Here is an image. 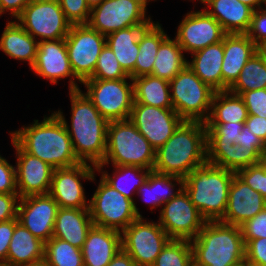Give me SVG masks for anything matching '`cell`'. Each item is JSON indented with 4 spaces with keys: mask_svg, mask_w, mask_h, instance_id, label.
<instances>
[{
    "mask_svg": "<svg viewBox=\"0 0 266 266\" xmlns=\"http://www.w3.org/2000/svg\"><path fill=\"white\" fill-rule=\"evenodd\" d=\"M71 122L63 110L53 111L63 122L71 138L74 153L80 162L98 166L102 163L107 144L109 121L104 118L81 89L68 92Z\"/></svg>",
    "mask_w": 266,
    "mask_h": 266,
    "instance_id": "cell-1",
    "label": "cell"
},
{
    "mask_svg": "<svg viewBox=\"0 0 266 266\" xmlns=\"http://www.w3.org/2000/svg\"><path fill=\"white\" fill-rule=\"evenodd\" d=\"M33 121L18 130L9 131L10 137L27 153L43 160L54 169L80 163L74 153L67 129L53 111L49 116L44 115L42 121Z\"/></svg>",
    "mask_w": 266,
    "mask_h": 266,
    "instance_id": "cell-2",
    "label": "cell"
},
{
    "mask_svg": "<svg viewBox=\"0 0 266 266\" xmlns=\"http://www.w3.org/2000/svg\"><path fill=\"white\" fill-rule=\"evenodd\" d=\"M206 125L183 121L173 135L155 151L153 171L184 179L207 162Z\"/></svg>",
    "mask_w": 266,
    "mask_h": 266,
    "instance_id": "cell-3",
    "label": "cell"
},
{
    "mask_svg": "<svg viewBox=\"0 0 266 266\" xmlns=\"http://www.w3.org/2000/svg\"><path fill=\"white\" fill-rule=\"evenodd\" d=\"M190 244L193 266H240L245 260L240 226L207 221Z\"/></svg>",
    "mask_w": 266,
    "mask_h": 266,
    "instance_id": "cell-4",
    "label": "cell"
},
{
    "mask_svg": "<svg viewBox=\"0 0 266 266\" xmlns=\"http://www.w3.org/2000/svg\"><path fill=\"white\" fill-rule=\"evenodd\" d=\"M235 174L206 162L184 178L183 188L206 221H220L224 217L229 187Z\"/></svg>",
    "mask_w": 266,
    "mask_h": 266,
    "instance_id": "cell-5",
    "label": "cell"
},
{
    "mask_svg": "<svg viewBox=\"0 0 266 266\" xmlns=\"http://www.w3.org/2000/svg\"><path fill=\"white\" fill-rule=\"evenodd\" d=\"M155 149L128 120L109 121L105 157L96 168L137 166L153 170Z\"/></svg>",
    "mask_w": 266,
    "mask_h": 266,
    "instance_id": "cell-6",
    "label": "cell"
},
{
    "mask_svg": "<svg viewBox=\"0 0 266 266\" xmlns=\"http://www.w3.org/2000/svg\"><path fill=\"white\" fill-rule=\"evenodd\" d=\"M173 109L184 121L205 123L209 118L215 90L186 65L169 81Z\"/></svg>",
    "mask_w": 266,
    "mask_h": 266,
    "instance_id": "cell-7",
    "label": "cell"
},
{
    "mask_svg": "<svg viewBox=\"0 0 266 266\" xmlns=\"http://www.w3.org/2000/svg\"><path fill=\"white\" fill-rule=\"evenodd\" d=\"M82 84L86 96L108 121L129 119L134 102L132 79H86Z\"/></svg>",
    "mask_w": 266,
    "mask_h": 266,
    "instance_id": "cell-8",
    "label": "cell"
},
{
    "mask_svg": "<svg viewBox=\"0 0 266 266\" xmlns=\"http://www.w3.org/2000/svg\"><path fill=\"white\" fill-rule=\"evenodd\" d=\"M89 211L95 226L119 232L139 217L134 210V202L112 188L101 177L89 200Z\"/></svg>",
    "mask_w": 266,
    "mask_h": 266,
    "instance_id": "cell-9",
    "label": "cell"
},
{
    "mask_svg": "<svg viewBox=\"0 0 266 266\" xmlns=\"http://www.w3.org/2000/svg\"><path fill=\"white\" fill-rule=\"evenodd\" d=\"M171 240L158 221L138 217L121 232L122 249L137 266H152Z\"/></svg>",
    "mask_w": 266,
    "mask_h": 266,
    "instance_id": "cell-10",
    "label": "cell"
},
{
    "mask_svg": "<svg viewBox=\"0 0 266 266\" xmlns=\"http://www.w3.org/2000/svg\"><path fill=\"white\" fill-rule=\"evenodd\" d=\"M16 21L38 42L65 39L72 25L59 0H34Z\"/></svg>",
    "mask_w": 266,
    "mask_h": 266,
    "instance_id": "cell-11",
    "label": "cell"
},
{
    "mask_svg": "<svg viewBox=\"0 0 266 266\" xmlns=\"http://www.w3.org/2000/svg\"><path fill=\"white\" fill-rule=\"evenodd\" d=\"M65 43L74 75L81 82L89 79L106 45V36L88 24H74L70 27Z\"/></svg>",
    "mask_w": 266,
    "mask_h": 266,
    "instance_id": "cell-12",
    "label": "cell"
},
{
    "mask_svg": "<svg viewBox=\"0 0 266 266\" xmlns=\"http://www.w3.org/2000/svg\"><path fill=\"white\" fill-rule=\"evenodd\" d=\"M159 210L158 223L171 239L192 240L207 222L184 188Z\"/></svg>",
    "mask_w": 266,
    "mask_h": 266,
    "instance_id": "cell-13",
    "label": "cell"
},
{
    "mask_svg": "<svg viewBox=\"0 0 266 266\" xmlns=\"http://www.w3.org/2000/svg\"><path fill=\"white\" fill-rule=\"evenodd\" d=\"M150 0H103L91 8L88 25L100 34L126 29L147 17Z\"/></svg>",
    "mask_w": 266,
    "mask_h": 266,
    "instance_id": "cell-14",
    "label": "cell"
},
{
    "mask_svg": "<svg viewBox=\"0 0 266 266\" xmlns=\"http://www.w3.org/2000/svg\"><path fill=\"white\" fill-rule=\"evenodd\" d=\"M96 166L80 162L53 172L49 194L62 208H89L82 181L96 183ZM82 180V181H81Z\"/></svg>",
    "mask_w": 266,
    "mask_h": 266,
    "instance_id": "cell-15",
    "label": "cell"
},
{
    "mask_svg": "<svg viewBox=\"0 0 266 266\" xmlns=\"http://www.w3.org/2000/svg\"><path fill=\"white\" fill-rule=\"evenodd\" d=\"M129 120L157 150L184 121L173 108L133 104Z\"/></svg>",
    "mask_w": 266,
    "mask_h": 266,
    "instance_id": "cell-16",
    "label": "cell"
},
{
    "mask_svg": "<svg viewBox=\"0 0 266 266\" xmlns=\"http://www.w3.org/2000/svg\"><path fill=\"white\" fill-rule=\"evenodd\" d=\"M183 17L174 38L186 54L218 43L226 35L220 23L203 9L191 10Z\"/></svg>",
    "mask_w": 266,
    "mask_h": 266,
    "instance_id": "cell-17",
    "label": "cell"
},
{
    "mask_svg": "<svg viewBox=\"0 0 266 266\" xmlns=\"http://www.w3.org/2000/svg\"><path fill=\"white\" fill-rule=\"evenodd\" d=\"M31 70L35 75L57 84L58 80L69 78V90H78L82 82L74 75L67 54L65 39L39 41L38 51ZM79 82V84L77 83Z\"/></svg>",
    "mask_w": 266,
    "mask_h": 266,
    "instance_id": "cell-18",
    "label": "cell"
},
{
    "mask_svg": "<svg viewBox=\"0 0 266 266\" xmlns=\"http://www.w3.org/2000/svg\"><path fill=\"white\" fill-rule=\"evenodd\" d=\"M58 203L50 194L29 195L19 198L18 221L36 238L46 243L52 238Z\"/></svg>",
    "mask_w": 266,
    "mask_h": 266,
    "instance_id": "cell-19",
    "label": "cell"
},
{
    "mask_svg": "<svg viewBox=\"0 0 266 266\" xmlns=\"http://www.w3.org/2000/svg\"><path fill=\"white\" fill-rule=\"evenodd\" d=\"M15 148L16 186L19 198L49 194L54 168L43 160L27 153L12 137Z\"/></svg>",
    "mask_w": 266,
    "mask_h": 266,
    "instance_id": "cell-20",
    "label": "cell"
},
{
    "mask_svg": "<svg viewBox=\"0 0 266 266\" xmlns=\"http://www.w3.org/2000/svg\"><path fill=\"white\" fill-rule=\"evenodd\" d=\"M265 207L266 199L235 174L229 187L226 212L220 221L241 226Z\"/></svg>",
    "mask_w": 266,
    "mask_h": 266,
    "instance_id": "cell-21",
    "label": "cell"
},
{
    "mask_svg": "<svg viewBox=\"0 0 266 266\" xmlns=\"http://www.w3.org/2000/svg\"><path fill=\"white\" fill-rule=\"evenodd\" d=\"M158 23L148 15L144 20L120 29L106 36V45L110 47L123 70L129 75L135 67L139 53V43Z\"/></svg>",
    "mask_w": 266,
    "mask_h": 266,
    "instance_id": "cell-22",
    "label": "cell"
},
{
    "mask_svg": "<svg viewBox=\"0 0 266 266\" xmlns=\"http://www.w3.org/2000/svg\"><path fill=\"white\" fill-rule=\"evenodd\" d=\"M222 91L237 80L247 61L257 52V46L246 34H226L223 37Z\"/></svg>",
    "mask_w": 266,
    "mask_h": 266,
    "instance_id": "cell-23",
    "label": "cell"
},
{
    "mask_svg": "<svg viewBox=\"0 0 266 266\" xmlns=\"http://www.w3.org/2000/svg\"><path fill=\"white\" fill-rule=\"evenodd\" d=\"M120 249L121 232L93 225L81 248L84 266H107Z\"/></svg>",
    "mask_w": 266,
    "mask_h": 266,
    "instance_id": "cell-24",
    "label": "cell"
},
{
    "mask_svg": "<svg viewBox=\"0 0 266 266\" xmlns=\"http://www.w3.org/2000/svg\"><path fill=\"white\" fill-rule=\"evenodd\" d=\"M203 10L221 25L226 34H246L253 9L238 0H198Z\"/></svg>",
    "mask_w": 266,
    "mask_h": 266,
    "instance_id": "cell-25",
    "label": "cell"
},
{
    "mask_svg": "<svg viewBox=\"0 0 266 266\" xmlns=\"http://www.w3.org/2000/svg\"><path fill=\"white\" fill-rule=\"evenodd\" d=\"M93 225L89 208L59 207L52 237L81 249Z\"/></svg>",
    "mask_w": 266,
    "mask_h": 266,
    "instance_id": "cell-26",
    "label": "cell"
},
{
    "mask_svg": "<svg viewBox=\"0 0 266 266\" xmlns=\"http://www.w3.org/2000/svg\"><path fill=\"white\" fill-rule=\"evenodd\" d=\"M189 68L215 91H222L223 40L190 54Z\"/></svg>",
    "mask_w": 266,
    "mask_h": 266,
    "instance_id": "cell-27",
    "label": "cell"
},
{
    "mask_svg": "<svg viewBox=\"0 0 266 266\" xmlns=\"http://www.w3.org/2000/svg\"><path fill=\"white\" fill-rule=\"evenodd\" d=\"M0 50L10 59L28 62L31 69L38 51V41L16 20H8L0 38Z\"/></svg>",
    "mask_w": 266,
    "mask_h": 266,
    "instance_id": "cell-28",
    "label": "cell"
},
{
    "mask_svg": "<svg viewBox=\"0 0 266 266\" xmlns=\"http://www.w3.org/2000/svg\"><path fill=\"white\" fill-rule=\"evenodd\" d=\"M44 249L45 243L18 222L9 245L6 266H26L43 261Z\"/></svg>",
    "mask_w": 266,
    "mask_h": 266,
    "instance_id": "cell-29",
    "label": "cell"
},
{
    "mask_svg": "<svg viewBox=\"0 0 266 266\" xmlns=\"http://www.w3.org/2000/svg\"><path fill=\"white\" fill-rule=\"evenodd\" d=\"M184 179L174 175L151 171L147 180L138 188L136 195L149 205L152 211L175 197L183 188ZM179 185V186H178ZM178 186V188H177ZM176 187V188H175Z\"/></svg>",
    "mask_w": 266,
    "mask_h": 266,
    "instance_id": "cell-30",
    "label": "cell"
},
{
    "mask_svg": "<svg viewBox=\"0 0 266 266\" xmlns=\"http://www.w3.org/2000/svg\"><path fill=\"white\" fill-rule=\"evenodd\" d=\"M114 171L113 174L108 173L106 168H96V172L100 177L108 183L112 188L116 189L126 198L134 202V210L139 217L142 214L139 208L136 206V193L138 188L147 180L150 172L152 170L137 167V166H114L112 165Z\"/></svg>",
    "mask_w": 266,
    "mask_h": 266,
    "instance_id": "cell-31",
    "label": "cell"
},
{
    "mask_svg": "<svg viewBox=\"0 0 266 266\" xmlns=\"http://www.w3.org/2000/svg\"><path fill=\"white\" fill-rule=\"evenodd\" d=\"M133 104H144L158 108H173L170 84L166 79L153 75L133 78Z\"/></svg>",
    "mask_w": 266,
    "mask_h": 266,
    "instance_id": "cell-32",
    "label": "cell"
},
{
    "mask_svg": "<svg viewBox=\"0 0 266 266\" xmlns=\"http://www.w3.org/2000/svg\"><path fill=\"white\" fill-rule=\"evenodd\" d=\"M248 111L243 99L227 91H215L209 118L205 124H221L228 122L245 123Z\"/></svg>",
    "mask_w": 266,
    "mask_h": 266,
    "instance_id": "cell-33",
    "label": "cell"
},
{
    "mask_svg": "<svg viewBox=\"0 0 266 266\" xmlns=\"http://www.w3.org/2000/svg\"><path fill=\"white\" fill-rule=\"evenodd\" d=\"M187 60L177 40L168 36L159 46L151 75L170 81L187 65Z\"/></svg>",
    "mask_w": 266,
    "mask_h": 266,
    "instance_id": "cell-34",
    "label": "cell"
},
{
    "mask_svg": "<svg viewBox=\"0 0 266 266\" xmlns=\"http://www.w3.org/2000/svg\"><path fill=\"white\" fill-rule=\"evenodd\" d=\"M262 153L258 149H244L233 144L229 149H207V162L234 172L258 164Z\"/></svg>",
    "mask_w": 266,
    "mask_h": 266,
    "instance_id": "cell-35",
    "label": "cell"
},
{
    "mask_svg": "<svg viewBox=\"0 0 266 266\" xmlns=\"http://www.w3.org/2000/svg\"><path fill=\"white\" fill-rule=\"evenodd\" d=\"M162 27V24L158 22L139 43L135 67L129 74L131 79L152 74L159 46L169 36Z\"/></svg>",
    "mask_w": 266,
    "mask_h": 266,
    "instance_id": "cell-36",
    "label": "cell"
},
{
    "mask_svg": "<svg viewBox=\"0 0 266 266\" xmlns=\"http://www.w3.org/2000/svg\"><path fill=\"white\" fill-rule=\"evenodd\" d=\"M266 88V62L256 52L245 64L229 92L241 95L243 92Z\"/></svg>",
    "mask_w": 266,
    "mask_h": 266,
    "instance_id": "cell-37",
    "label": "cell"
},
{
    "mask_svg": "<svg viewBox=\"0 0 266 266\" xmlns=\"http://www.w3.org/2000/svg\"><path fill=\"white\" fill-rule=\"evenodd\" d=\"M44 260L49 266H84L81 249L55 237L45 243Z\"/></svg>",
    "mask_w": 266,
    "mask_h": 266,
    "instance_id": "cell-38",
    "label": "cell"
},
{
    "mask_svg": "<svg viewBox=\"0 0 266 266\" xmlns=\"http://www.w3.org/2000/svg\"><path fill=\"white\" fill-rule=\"evenodd\" d=\"M152 266H193L190 240L171 239Z\"/></svg>",
    "mask_w": 266,
    "mask_h": 266,
    "instance_id": "cell-39",
    "label": "cell"
},
{
    "mask_svg": "<svg viewBox=\"0 0 266 266\" xmlns=\"http://www.w3.org/2000/svg\"><path fill=\"white\" fill-rule=\"evenodd\" d=\"M205 125L207 149H229L244 127V123L238 122Z\"/></svg>",
    "mask_w": 266,
    "mask_h": 266,
    "instance_id": "cell-40",
    "label": "cell"
},
{
    "mask_svg": "<svg viewBox=\"0 0 266 266\" xmlns=\"http://www.w3.org/2000/svg\"><path fill=\"white\" fill-rule=\"evenodd\" d=\"M89 79L118 80L131 78L123 70L110 47L105 45L98 57L93 75Z\"/></svg>",
    "mask_w": 266,
    "mask_h": 266,
    "instance_id": "cell-41",
    "label": "cell"
},
{
    "mask_svg": "<svg viewBox=\"0 0 266 266\" xmlns=\"http://www.w3.org/2000/svg\"><path fill=\"white\" fill-rule=\"evenodd\" d=\"M66 19L72 24H87L91 8L86 0H59Z\"/></svg>",
    "mask_w": 266,
    "mask_h": 266,
    "instance_id": "cell-42",
    "label": "cell"
},
{
    "mask_svg": "<svg viewBox=\"0 0 266 266\" xmlns=\"http://www.w3.org/2000/svg\"><path fill=\"white\" fill-rule=\"evenodd\" d=\"M236 175L266 199V172L260 163L239 169Z\"/></svg>",
    "mask_w": 266,
    "mask_h": 266,
    "instance_id": "cell-43",
    "label": "cell"
},
{
    "mask_svg": "<svg viewBox=\"0 0 266 266\" xmlns=\"http://www.w3.org/2000/svg\"><path fill=\"white\" fill-rule=\"evenodd\" d=\"M244 244L257 238H266V207L256 216L245 221L241 226Z\"/></svg>",
    "mask_w": 266,
    "mask_h": 266,
    "instance_id": "cell-44",
    "label": "cell"
},
{
    "mask_svg": "<svg viewBox=\"0 0 266 266\" xmlns=\"http://www.w3.org/2000/svg\"><path fill=\"white\" fill-rule=\"evenodd\" d=\"M240 97L246 105L248 115L266 118V88L243 92Z\"/></svg>",
    "mask_w": 266,
    "mask_h": 266,
    "instance_id": "cell-45",
    "label": "cell"
},
{
    "mask_svg": "<svg viewBox=\"0 0 266 266\" xmlns=\"http://www.w3.org/2000/svg\"><path fill=\"white\" fill-rule=\"evenodd\" d=\"M246 35L256 46L266 41V6L253 11L251 24Z\"/></svg>",
    "mask_w": 266,
    "mask_h": 266,
    "instance_id": "cell-46",
    "label": "cell"
},
{
    "mask_svg": "<svg viewBox=\"0 0 266 266\" xmlns=\"http://www.w3.org/2000/svg\"><path fill=\"white\" fill-rule=\"evenodd\" d=\"M0 193L18 194L16 186V168L0 155Z\"/></svg>",
    "mask_w": 266,
    "mask_h": 266,
    "instance_id": "cell-47",
    "label": "cell"
},
{
    "mask_svg": "<svg viewBox=\"0 0 266 266\" xmlns=\"http://www.w3.org/2000/svg\"><path fill=\"white\" fill-rule=\"evenodd\" d=\"M245 259L251 263L266 266V238L250 240L245 245Z\"/></svg>",
    "mask_w": 266,
    "mask_h": 266,
    "instance_id": "cell-48",
    "label": "cell"
},
{
    "mask_svg": "<svg viewBox=\"0 0 266 266\" xmlns=\"http://www.w3.org/2000/svg\"><path fill=\"white\" fill-rule=\"evenodd\" d=\"M18 218L0 222V266H6L7 253Z\"/></svg>",
    "mask_w": 266,
    "mask_h": 266,
    "instance_id": "cell-49",
    "label": "cell"
},
{
    "mask_svg": "<svg viewBox=\"0 0 266 266\" xmlns=\"http://www.w3.org/2000/svg\"><path fill=\"white\" fill-rule=\"evenodd\" d=\"M18 194L0 193V222H6L17 217Z\"/></svg>",
    "mask_w": 266,
    "mask_h": 266,
    "instance_id": "cell-50",
    "label": "cell"
},
{
    "mask_svg": "<svg viewBox=\"0 0 266 266\" xmlns=\"http://www.w3.org/2000/svg\"><path fill=\"white\" fill-rule=\"evenodd\" d=\"M235 144L243 146L244 149H258L262 154L266 152V145L254 133L244 126Z\"/></svg>",
    "mask_w": 266,
    "mask_h": 266,
    "instance_id": "cell-51",
    "label": "cell"
},
{
    "mask_svg": "<svg viewBox=\"0 0 266 266\" xmlns=\"http://www.w3.org/2000/svg\"><path fill=\"white\" fill-rule=\"evenodd\" d=\"M32 1L34 0H0V17L8 13L11 19L16 20Z\"/></svg>",
    "mask_w": 266,
    "mask_h": 266,
    "instance_id": "cell-52",
    "label": "cell"
},
{
    "mask_svg": "<svg viewBox=\"0 0 266 266\" xmlns=\"http://www.w3.org/2000/svg\"><path fill=\"white\" fill-rule=\"evenodd\" d=\"M244 126L259 137L266 145V118L257 115H248Z\"/></svg>",
    "mask_w": 266,
    "mask_h": 266,
    "instance_id": "cell-53",
    "label": "cell"
},
{
    "mask_svg": "<svg viewBox=\"0 0 266 266\" xmlns=\"http://www.w3.org/2000/svg\"><path fill=\"white\" fill-rule=\"evenodd\" d=\"M107 266H137L134 260L123 250L120 249Z\"/></svg>",
    "mask_w": 266,
    "mask_h": 266,
    "instance_id": "cell-54",
    "label": "cell"
},
{
    "mask_svg": "<svg viewBox=\"0 0 266 266\" xmlns=\"http://www.w3.org/2000/svg\"><path fill=\"white\" fill-rule=\"evenodd\" d=\"M241 3L251 7L253 10H257L266 6V0H238Z\"/></svg>",
    "mask_w": 266,
    "mask_h": 266,
    "instance_id": "cell-55",
    "label": "cell"
},
{
    "mask_svg": "<svg viewBox=\"0 0 266 266\" xmlns=\"http://www.w3.org/2000/svg\"><path fill=\"white\" fill-rule=\"evenodd\" d=\"M257 52L263 57L266 62V41L257 46Z\"/></svg>",
    "mask_w": 266,
    "mask_h": 266,
    "instance_id": "cell-56",
    "label": "cell"
},
{
    "mask_svg": "<svg viewBox=\"0 0 266 266\" xmlns=\"http://www.w3.org/2000/svg\"><path fill=\"white\" fill-rule=\"evenodd\" d=\"M90 8L99 5L103 0H86Z\"/></svg>",
    "mask_w": 266,
    "mask_h": 266,
    "instance_id": "cell-57",
    "label": "cell"
},
{
    "mask_svg": "<svg viewBox=\"0 0 266 266\" xmlns=\"http://www.w3.org/2000/svg\"><path fill=\"white\" fill-rule=\"evenodd\" d=\"M259 163L261 164V166L264 168L265 172H266V152H264L259 160Z\"/></svg>",
    "mask_w": 266,
    "mask_h": 266,
    "instance_id": "cell-58",
    "label": "cell"
},
{
    "mask_svg": "<svg viewBox=\"0 0 266 266\" xmlns=\"http://www.w3.org/2000/svg\"><path fill=\"white\" fill-rule=\"evenodd\" d=\"M240 266H261V265L251 263V262H249V261H247V260L245 259V260L241 263Z\"/></svg>",
    "mask_w": 266,
    "mask_h": 266,
    "instance_id": "cell-59",
    "label": "cell"
},
{
    "mask_svg": "<svg viewBox=\"0 0 266 266\" xmlns=\"http://www.w3.org/2000/svg\"><path fill=\"white\" fill-rule=\"evenodd\" d=\"M26 266H49L45 260L40 261L38 263H34V264H30V265H26Z\"/></svg>",
    "mask_w": 266,
    "mask_h": 266,
    "instance_id": "cell-60",
    "label": "cell"
},
{
    "mask_svg": "<svg viewBox=\"0 0 266 266\" xmlns=\"http://www.w3.org/2000/svg\"><path fill=\"white\" fill-rule=\"evenodd\" d=\"M150 1H154V2H155V1H157V0H150ZM185 1H186V0H185ZM189 1H192V2L195 1V2H196V1H198V0H189Z\"/></svg>",
    "mask_w": 266,
    "mask_h": 266,
    "instance_id": "cell-61",
    "label": "cell"
}]
</instances>
